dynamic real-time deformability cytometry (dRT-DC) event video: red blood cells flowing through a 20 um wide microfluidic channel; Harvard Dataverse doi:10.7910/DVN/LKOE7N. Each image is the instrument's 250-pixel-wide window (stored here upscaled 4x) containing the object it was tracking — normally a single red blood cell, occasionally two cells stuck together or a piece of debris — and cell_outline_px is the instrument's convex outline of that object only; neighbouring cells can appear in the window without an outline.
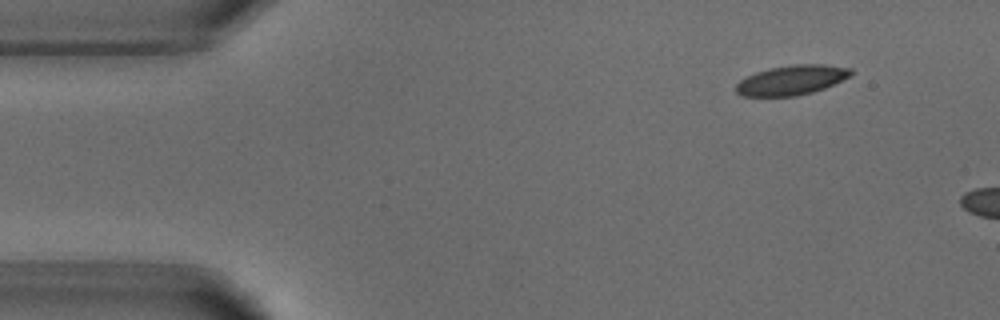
{"species": "common noctule bat (a hibernating species)", "species_latin": "Nyctalus noctula", "temperature_condition": "warm", "stored_images_in_passage": 4, "camera_frame_rate_fps": 3000, "um_per_image_px": 0.085, "animal": {"sex": "male", "body_mass_g": 18.8}, "frame": {"image": 1, "passage_image": 4, "time_ms": 3.667, "image_size_px": [1000, 320], "cell_outline_px": [[852, 76], [824, 88], [812, 92], [796, 96], [740, 96], [736, 92], [736, 84], [740, 80], [756, 72], [768, 68], [796, 64], [824, 64], [852, 68]], "centroid_in_image_um": [67.3, 6.8], "position_along_channel_um": 17.7, "area_um2": 19.94}}